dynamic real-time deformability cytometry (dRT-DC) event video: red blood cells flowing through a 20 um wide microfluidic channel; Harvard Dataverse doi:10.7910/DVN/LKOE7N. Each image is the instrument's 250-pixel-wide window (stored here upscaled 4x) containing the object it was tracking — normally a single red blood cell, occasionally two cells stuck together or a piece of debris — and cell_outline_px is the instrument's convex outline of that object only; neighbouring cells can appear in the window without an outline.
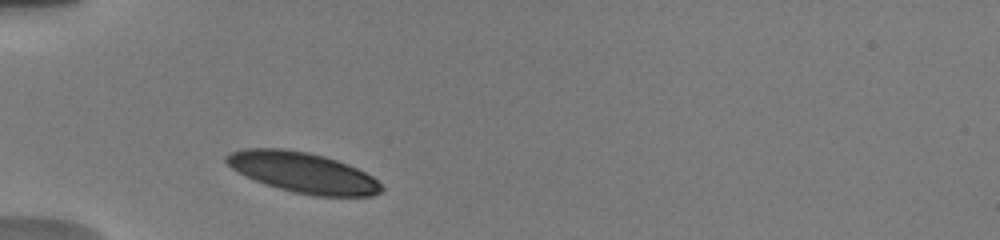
{"species": "human", "species_latin": "Homo sapiens", "temperature_condition": "warm", "stored_images_in_passage": 30, "camera_frame_rate_fps": 3000, "um_per_image_px": 0.085, "donor": {"sex": "male"}, "frame": {"image": 1, "passage_image": 2, "time_ms": 0.333, "image_size_px": [1000, 240], "cell_outline_px": [[384, 188], [380, 192], [372, 196], [316, 196], [292, 192], [256, 180], [232, 168], [224, 160], [224, 156], [232, 152], [244, 148], [280, 148], [308, 152], [324, 156], [348, 164], [372, 176]], "centroid_in_image_um": [25.76, 14.66], "position_along_channel_um": 59.2, "area_um2": 36.13}}
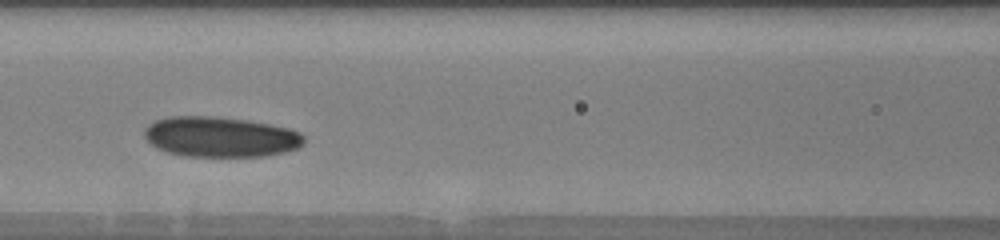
{"frame": {"image": 2, "passage_image": 11, "time_ms": 3.0, "image_size_px": [1000, 240], "cell_outline_px": [[304, 144], [296, 148], [284, 152], [264, 156], [184, 156], [168, 152], [156, 148], [144, 136], [144, 128], [148, 124], [156, 120], [168, 116], [216, 116], [248, 120], [288, 128], [300, 132], [304, 136]], "centroid_in_image_um": [18.72, 11.62], "position_along_channel_um": 147.9, "area_um2": 37.57}}
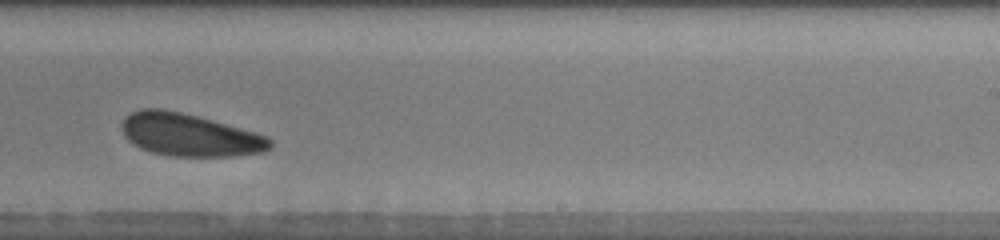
{"frame": {"image": 3, "passage_image": 18, "time_ms": 6.333, "image_size_px": [1000, 240], "cell_outline_px": [[272, 148], [264, 152], [236, 156], [172, 156], [152, 152], [140, 148], [128, 140], [124, 136], [120, 128], [120, 124], [132, 112], [140, 108], [160, 108], [180, 112], [212, 120], [256, 132], [268, 136], [272, 140]], "centroid_in_image_um": [16.12, 11.47], "position_along_channel_um": 272.9, "area_um2": 36.93}, "authors_computed_cell_mechanics": {"area_um2": 36.7897, "velocity_mm_per_s": 3.7621, "shape_relaxation_time_tau1_ms": 2.201, "shape_relaxation_time_tau2_ms": null, "deformation_change_tau1": 0.0714, "deformation_change_tau2": null}}